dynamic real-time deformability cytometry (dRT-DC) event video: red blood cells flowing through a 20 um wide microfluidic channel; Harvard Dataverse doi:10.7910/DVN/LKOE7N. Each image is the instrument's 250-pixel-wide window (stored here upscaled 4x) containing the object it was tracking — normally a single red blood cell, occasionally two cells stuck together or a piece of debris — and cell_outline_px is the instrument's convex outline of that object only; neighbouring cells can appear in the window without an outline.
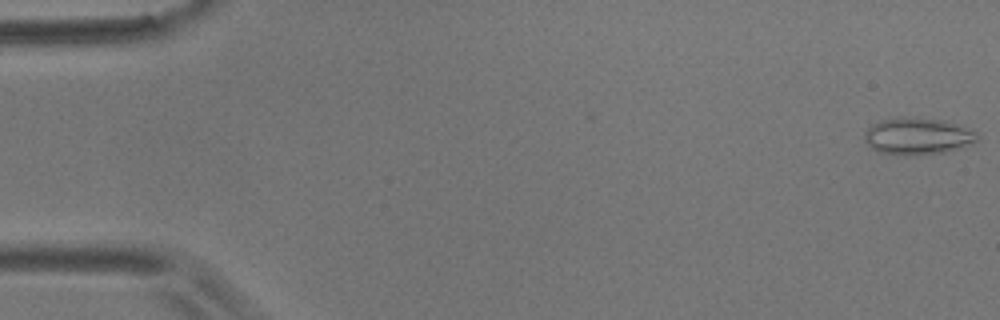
{"species": "common noctule bat (a hibernating species)", "species_latin": "Nyctalus noctula", "temperature_condition": "room temperature", "stored_images_in_passage": 54, "camera_frame_rate_fps": 3000, "um_per_image_px": 0.085, "animal": {"sex": "male", "body_mass_g": 17.9}, "frame": {"image": 1, "passage_image": 1, "time_ms": 0.0, "image_size_px": [1000, 320], "cell_outline_px": [[980, 136], [976, 140], [960, 148], [944, 152], [916, 156], [904, 156], [880, 152], [872, 148], [864, 140], [864, 132], [872, 124], [880, 120], [896, 116], [916, 116], [944, 120], [960, 124], [976, 132]], "centroid_in_image_um": [77.98, 11.55], "position_along_channel_um": 7.0, "area_um2": 24.85}}
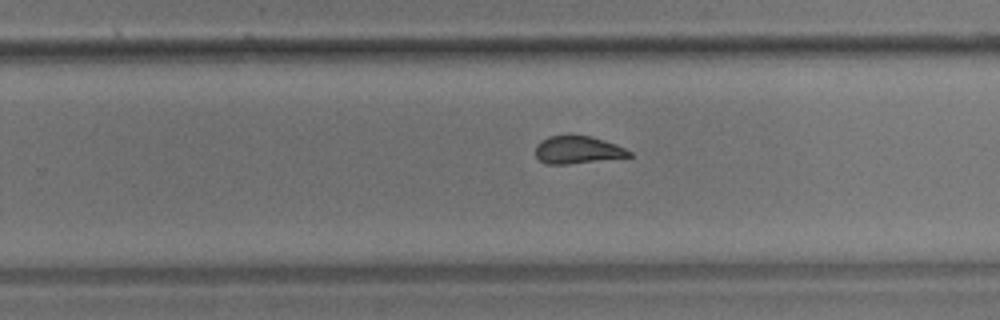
{"frame": {"image": 2, "passage_image": 36, "time_ms": 11.667, "image_size_px": [1000, 320], "cell_outline_px": [[632, 156], [568, 164], [544, 164], [536, 156], [536, 144], [540, 140], [548, 136], [568, 132], [592, 136], [604, 140], [624, 148], [632, 152]], "centroid_in_image_um": [49.04, 12.69], "position_along_channel_um": 280.8, "area_um2": 15.55}}
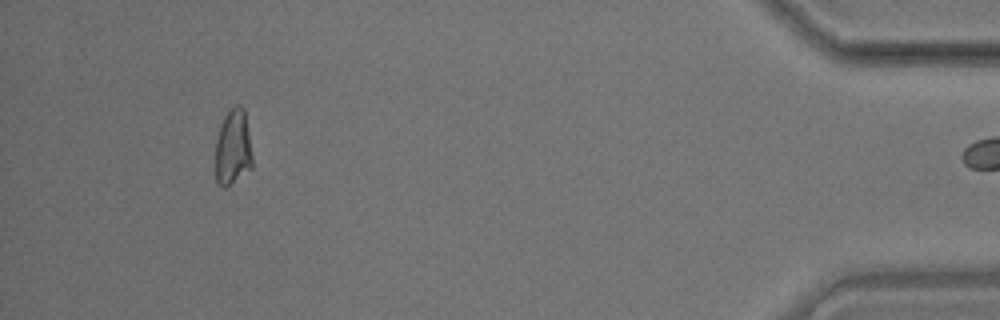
{"frame": {"image": 3, "passage_image": 53, "time_ms": 17.333, "image_size_px": [1000, 320], "cell_outline_px": [[252, 168], [224, 188], [216, 180], [216, 140], [220, 124], [224, 116], [236, 104], [240, 104], [244, 108], [252, 156]], "centroid_in_image_um": [19.8, 12.51], "position_along_channel_um": 415.4, "area_um2": 16.13}}